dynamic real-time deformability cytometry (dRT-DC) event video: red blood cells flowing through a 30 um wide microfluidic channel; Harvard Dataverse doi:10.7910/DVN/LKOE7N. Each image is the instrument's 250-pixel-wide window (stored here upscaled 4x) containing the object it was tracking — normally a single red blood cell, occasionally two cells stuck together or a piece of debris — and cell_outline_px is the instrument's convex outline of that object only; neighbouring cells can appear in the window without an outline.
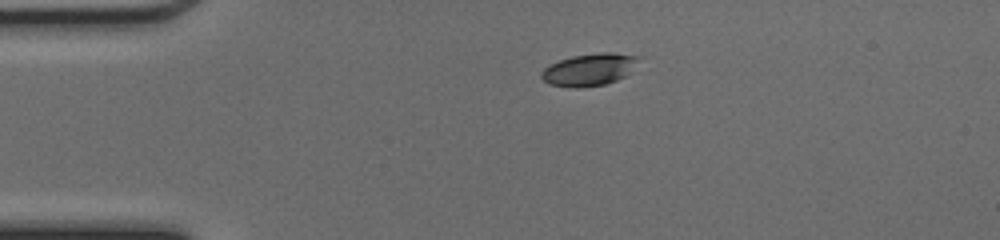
{"species": "common noctule bat (a hibernating species)", "species_latin": "Nyctalus noctula", "temperature_condition": "cold", "stored_images_in_passage": 27, "camera_frame_rate_fps": 3000, "um_per_image_px": 0.085, "animal": {"sex": "female", "body_mass_g": 17.0, "forearm_length_mm": 48.0}, "frame": {"image": 1, "passage_image": 1, "time_ms": 0.0, "image_size_px": [1000, 240], "cell_outline_px": [[624, 56], [612, 80], [600, 84], [556, 84], [548, 80], [548, 68], [564, 60], [580, 56]], "centroid_in_image_um": [49.72, 5.96], "position_along_channel_um": 35.3, "area_um2": 12.54}}
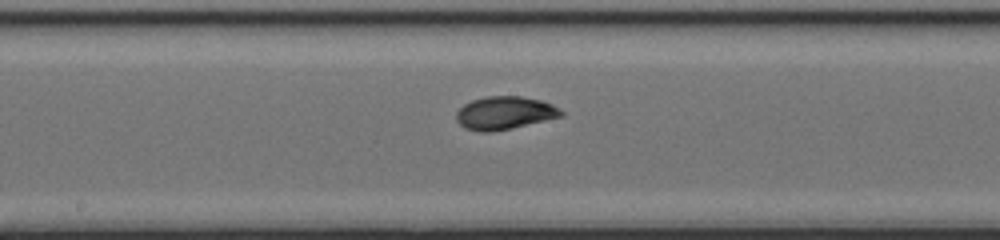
{"frame": {"image": 2, "passage_image": 16, "time_ms": 5.0, "image_size_px": [1000, 240], "cell_outline_px": [[560, 112], [552, 116], [504, 128], [472, 128], [464, 124], [460, 120], [460, 112], [468, 104], [480, 100], [532, 100], [548, 104]], "centroid_in_image_um": [42.86, 9.62], "position_along_channel_um": 205.3, "area_um2": 15.49}}
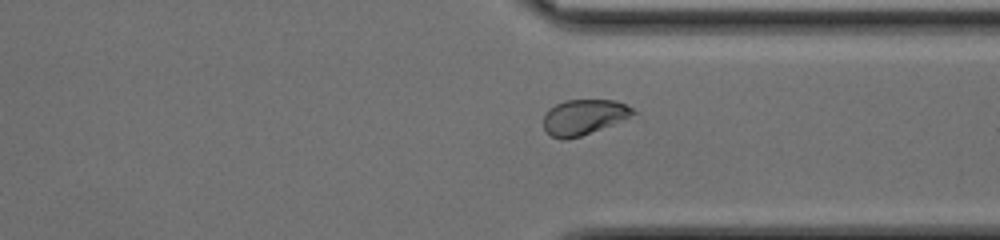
{"frame": {"image": 3, "passage_image": 27, "time_ms": 8.667, "image_size_px": [1000, 240], "cell_outline_px": [[628, 112], [576, 136], [556, 136], [556, 108], [560, 104], [576, 100], [604, 100], [620, 104], [628, 108]], "centroid_in_image_um": [49.75, 9.84], "position_along_channel_um": 361.6, "area_um2": 13.24}}